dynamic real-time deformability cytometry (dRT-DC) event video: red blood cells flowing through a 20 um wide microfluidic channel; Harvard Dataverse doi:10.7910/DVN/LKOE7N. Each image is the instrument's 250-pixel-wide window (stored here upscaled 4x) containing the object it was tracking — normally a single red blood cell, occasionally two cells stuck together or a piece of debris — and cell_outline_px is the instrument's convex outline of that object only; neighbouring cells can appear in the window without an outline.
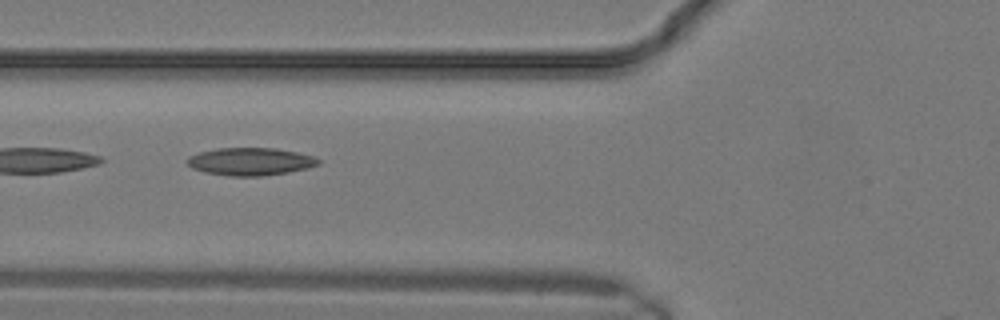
{"species": "common noctule bat (a hibernating species)", "species_latin": "Nyctalus noctula", "temperature_condition": "warm", "stored_images_in_passage": 9, "camera_frame_rate_fps": 3000, "um_per_image_px": 0.085, "animal": {"sex": "male", "body_mass_g": 19.2, "forearm_length_mm": 51.8}, "frame": {"image": 1, "passage_image": 3, "time_ms": 0.667, "image_size_px": [1000, 320], "cell_outline_px": [[320, 164], [308, 168], [288, 172], [260, 176], [228, 176], [204, 172], [192, 168], [184, 160], [188, 156], [200, 152], [216, 148], [276, 148], [296, 152], [312, 156], [320, 160]], "centroid_in_image_um": [21.25, 13.73], "position_along_channel_um": 104.6, "area_um2": 21.21}}
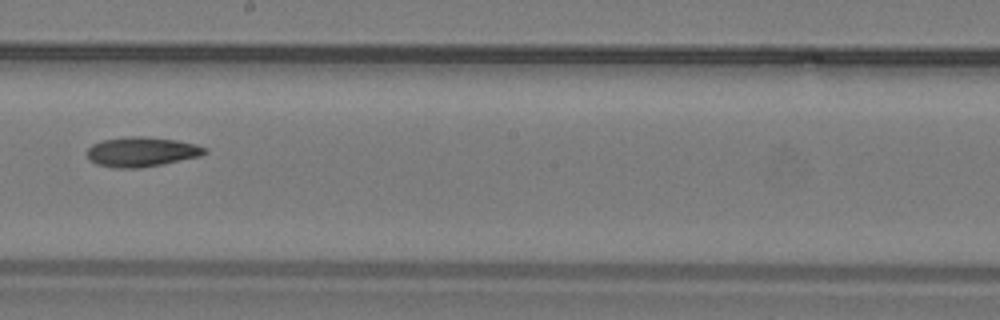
{"frame": {"image": 2, "passage_image": 8, "time_ms": 2.333, "image_size_px": [1000, 320], "cell_outline_px": [[208, 152], [200, 156], [164, 164], [140, 168], [112, 168], [96, 164], [88, 160], [88, 148], [92, 144], [100, 140], [128, 136], [144, 136], [176, 140], [196, 144], [208, 148]], "centroid_in_image_um": [12.03, 12.91], "position_along_channel_um": 236.2, "area_um2": 20.69}}